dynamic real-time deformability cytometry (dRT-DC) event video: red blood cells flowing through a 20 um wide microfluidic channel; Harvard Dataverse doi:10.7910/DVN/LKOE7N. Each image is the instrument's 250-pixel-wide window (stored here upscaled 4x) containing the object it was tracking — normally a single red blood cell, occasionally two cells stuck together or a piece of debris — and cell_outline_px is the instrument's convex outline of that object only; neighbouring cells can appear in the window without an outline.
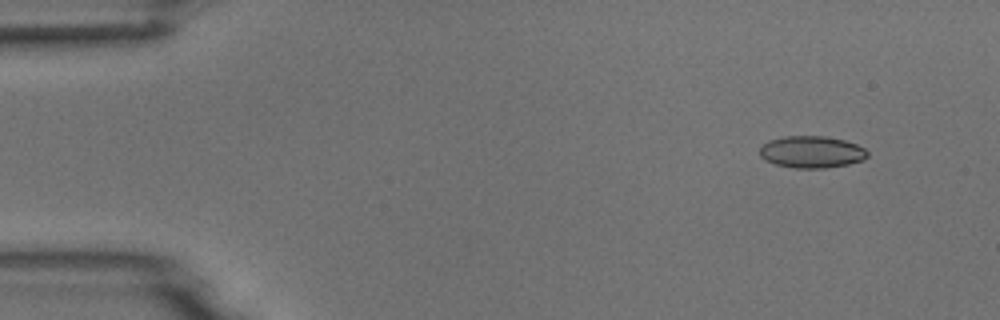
{"species": "common noctule bat (a hibernating species)", "species_latin": "Nyctalus noctula", "temperature_condition": "room temperature", "stored_images_in_passage": 5, "segment_of_instrument_passage": [2, 2], "camera_frame_rate_fps": 3000, "um_per_image_px": 0.085, "animal": {"sex": "male", "body_mass_g": 18.8}, "frame": {"image": 1, "passage_image": 5, "time_ms": 5.333, "image_size_px": [1000, 320], "cell_outline_px": [[868, 156], [864, 160], [848, 164], [824, 168], [796, 168], [776, 164], [764, 160], [760, 156], [760, 148], [768, 140], [784, 136], [824, 136], [844, 140], [856, 144], [864, 148], [868, 152]], "centroid_in_image_um": [68.99, 12.91], "position_along_channel_um": 16.0, "area_um2": 20.06}}